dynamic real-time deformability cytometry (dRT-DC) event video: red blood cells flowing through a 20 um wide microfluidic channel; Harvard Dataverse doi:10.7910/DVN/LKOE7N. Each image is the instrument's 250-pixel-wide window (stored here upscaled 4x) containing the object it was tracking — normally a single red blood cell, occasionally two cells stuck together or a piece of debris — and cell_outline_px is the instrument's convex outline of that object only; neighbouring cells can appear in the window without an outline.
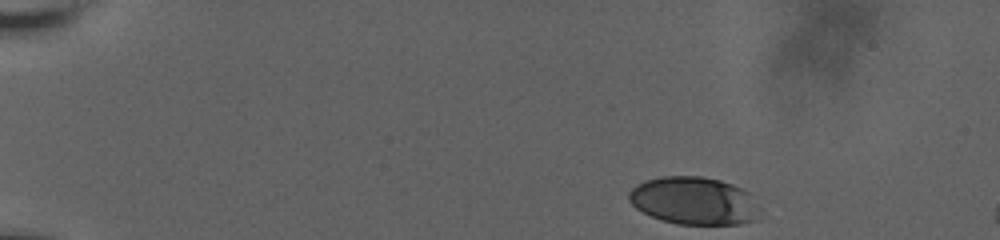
{"species": "human", "species_latin": "Homo sapiens", "temperature_condition": "room temperature", "stored_images_in_passage": 5, "camera_frame_rate_fps": 3000, "um_per_image_px": 0.085, "donor": {"sex": "male"}, "frame": {"image": 1, "passage_image": 1, "time_ms": 0.0, "image_size_px": [1000, 240], "cell_outline_px": [[756, 220], [740, 224], [676, 224], [660, 220], [636, 208], [628, 200], [628, 192], [636, 184], [644, 180], [660, 176], [700, 176], [720, 180], [732, 184], [748, 192], [756, 216]], "centroid_in_image_um": [58.87, 17.06], "position_along_channel_um": 26.1, "area_um2": 35.95}}